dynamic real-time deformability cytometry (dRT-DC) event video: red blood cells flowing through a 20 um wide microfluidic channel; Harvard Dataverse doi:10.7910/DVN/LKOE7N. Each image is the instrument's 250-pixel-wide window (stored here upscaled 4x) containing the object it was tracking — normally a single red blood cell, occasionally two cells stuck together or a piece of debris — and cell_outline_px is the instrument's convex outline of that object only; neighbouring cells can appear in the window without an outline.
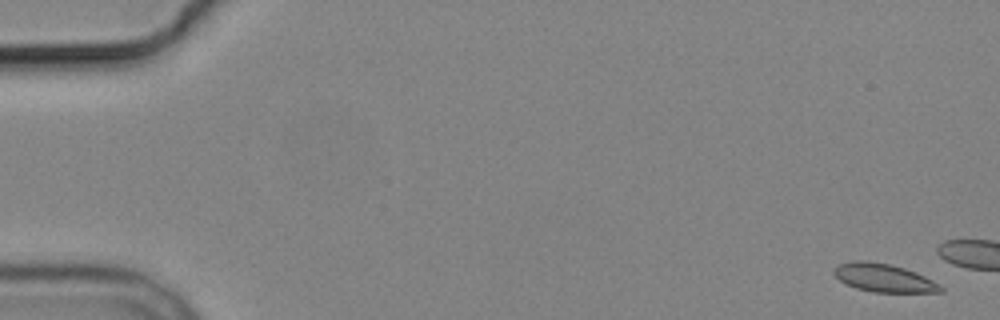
{"species": "common noctule bat (a hibernating species)", "species_latin": "Nyctalus noctula", "temperature_condition": "cold", "stored_images_in_passage": 4, "camera_frame_rate_fps": 3000, "um_per_image_px": 0.085, "animal": {"sex": "male", "body_mass_g": 19.2, "forearm_length_mm": 51.8}, "frame": {"image": 1, "passage_image": 1, "time_ms": 0.0, "image_size_px": [1000, 320], "cell_outline_px": [[944, 292], [872, 292], [856, 288], [840, 280], [832, 272], [840, 264], [852, 260], [864, 260], [892, 264], [916, 272], [940, 284], [944, 288]], "centroid_in_image_um": [75.15, 23.61], "position_along_channel_um": 9.8, "area_um2": 17.51}}